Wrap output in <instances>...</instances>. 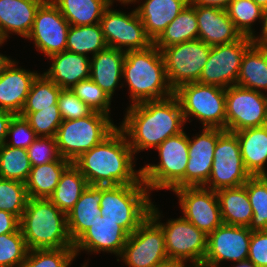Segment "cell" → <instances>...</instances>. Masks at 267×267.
<instances>
[{
    "mask_svg": "<svg viewBox=\"0 0 267 267\" xmlns=\"http://www.w3.org/2000/svg\"><path fill=\"white\" fill-rule=\"evenodd\" d=\"M126 113L119 128L134 155L148 148L156 149L168 137L183 132L186 123L175 95L130 105Z\"/></svg>",
    "mask_w": 267,
    "mask_h": 267,
    "instance_id": "1",
    "label": "cell"
},
{
    "mask_svg": "<svg viewBox=\"0 0 267 267\" xmlns=\"http://www.w3.org/2000/svg\"><path fill=\"white\" fill-rule=\"evenodd\" d=\"M134 158L126 135L117 127L73 164L86 178L88 185L144 184L141 169L134 170Z\"/></svg>",
    "mask_w": 267,
    "mask_h": 267,
    "instance_id": "2",
    "label": "cell"
},
{
    "mask_svg": "<svg viewBox=\"0 0 267 267\" xmlns=\"http://www.w3.org/2000/svg\"><path fill=\"white\" fill-rule=\"evenodd\" d=\"M122 77L129 86L131 105L174 95L162 52L154 44L146 49L125 52Z\"/></svg>",
    "mask_w": 267,
    "mask_h": 267,
    "instance_id": "3",
    "label": "cell"
},
{
    "mask_svg": "<svg viewBox=\"0 0 267 267\" xmlns=\"http://www.w3.org/2000/svg\"><path fill=\"white\" fill-rule=\"evenodd\" d=\"M20 230L28 250L73 247L67 217L48 198H29L20 218Z\"/></svg>",
    "mask_w": 267,
    "mask_h": 267,
    "instance_id": "4",
    "label": "cell"
},
{
    "mask_svg": "<svg viewBox=\"0 0 267 267\" xmlns=\"http://www.w3.org/2000/svg\"><path fill=\"white\" fill-rule=\"evenodd\" d=\"M145 184L102 186L100 215L107 216L129 235L149 216L151 200Z\"/></svg>",
    "mask_w": 267,
    "mask_h": 267,
    "instance_id": "5",
    "label": "cell"
},
{
    "mask_svg": "<svg viewBox=\"0 0 267 267\" xmlns=\"http://www.w3.org/2000/svg\"><path fill=\"white\" fill-rule=\"evenodd\" d=\"M188 148L185 131L168 137L156 148L160 157L159 164H147L141 168V179L149 192L160 189L173 191L185 187Z\"/></svg>",
    "mask_w": 267,
    "mask_h": 267,
    "instance_id": "6",
    "label": "cell"
},
{
    "mask_svg": "<svg viewBox=\"0 0 267 267\" xmlns=\"http://www.w3.org/2000/svg\"><path fill=\"white\" fill-rule=\"evenodd\" d=\"M116 128L110 116L94 111L83 118L62 120L55 136L59 154L73 163Z\"/></svg>",
    "mask_w": 267,
    "mask_h": 267,
    "instance_id": "7",
    "label": "cell"
},
{
    "mask_svg": "<svg viewBox=\"0 0 267 267\" xmlns=\"http://www.w3.org/2000/svg\"><path fill=\"white\" fill-rule=\"evenodd\" d=\"M185 122L189 116L202 122L203 128L226 130V89L199 82L186 83L174 90Z\"/></svg>",
    "mask_w": 267,
    "mask_h": 267,
    "instance_id": "8",
    "label": "cell"
},
{
    "mask_svg": "<svg viewBox=\"0 0 267 267\" xmlns=\"http://www.w3.org/2000/svg\"><path fill=\"white\" fill-rule=\"evenodd\" d=\"M153 203L149 215L161 226L168 258L182 262L190 261L193 267H201L207 253V239L203 231L183 216L160 222V212ZM159 221V222H158Z\"/></svg>",
    "mask_w": 267,
    "mask_h": 267,
    "instance_id": "9",
    "label": "cell"
},
{
    "mask_svg": "<svg viewBox=\"0 0 267 267\" xmlns=\"http://www.w3.org/2000/svg\"><path fill=\"white\" fill-rule=\"evenodd\" d=\"M211 46L200 39L172 45L161 50L170 86L176 90L179 86L198 82Z\"/></svg>",
    "mask_w": 267,
    "mask_h": 267,
    "instance_id": "10",
    "label": "cell"
},
{
    "mask_svg": "<svg viewBox=\"0 0 267 267\" xmlns=\"http://www.w3.org/2000/svg\"><path fill=\"white\" fill-rule=\"evenodd\" d=\"M250 177L243 164L237 135L225 130L218 137L210 177L203 187L213 191L238 187L244 185Z\"/></svg>",
    "mask_w": 267,
    "mask_h": 267,
    "instance_id": "11",
    "label": "cell"
},
{
    "mask_svg": "<svg viewBox=\"0 0 267 267\" xmlns=\"http://www.w3.org/2000/svg\"><path fill=\"white\" fill-rule=\"evenodd\" d=\"M254 43L253 38L243 36L232 43L212 46L198 82L225 89L236 85L243 56Z\"/></svg>",
    "mask_w": 267,
    "mask_h": 267,
    "instance_id": "12",
    "label": "cell"
},
{
    "mask_svg": "<svg viewBox=\"0 0 267 267\" xmlns=\"http://www.w3.org/2000/svg\"><path fill=\"white\" fill-rule=\"evenodd\" d=\"M267 125V95L233 85L226 88V131Z\"/></svg>",
    "mask_w": 267,
    "mask_h": 267,
    "instance_id": "13",
    "label": "cell"
},
{
    "mask_svg": "<svg viewBox=\"0 0 267 267\" xmlns=\"http://www.w3.org/2000/svg\"><path fill=\"white\" fill-rule=\"evenodd\" d=\"M119 257L128 267H153L168 259L164 233L157 221L149 215L129 235Z\"/></svg>",
    "mask_w": 267,
    "mask_h": 267,
    "instance_id": "14",
    "label": "cell"
},
{
    "mask_svg": "<svg viewBox=\"0 0 267 267\" xmlns=\"http://www.w3.org/2000/svg\"><path fill=\"white\" fill-rule=\"evenodd\" d=\"M110 6L112 5L110 4L103 12L99 23L109 48L126 52L146 49L153 44L146 35L143 23L135 9L130 14H125L113 10Z\"/></svg>",
    "mask_w": 267,
    "mask_h": 267,
    "instance_id": "15",
    "label": "cell"
},
{
    "mask_svg": "<svg viewBox=\"0 0 267 267\" xmlns=\"http://www.w3.org/2000/svg\"><path fill=\"white\" fill-rule=\"evenodd\" d=\"M69 27L58 7L51 0H45L36 12L27 39L34 40L37 50L50 57L66 50Z\"/></svg>",
    "mask_w": 267,
    "mask_h": 267,
    "instance_id": "16",
    "label": "cell"
},
{
    "mask_svg": "<svg viewBox=\"0 0 267 267\" xmlns=\"http://www.w3.org/2000/svg\"><path fill=\"white\" fill-rule=\"evenodd\" d=\"M173 192L179 198L183 217L206 235L223 224L216 191L199 187H182Z\"/></svg>",
    "mask_w": 267,
    "mask_h": 267,
    "instance_id": "17",
    "label": "cell"
},
{
    "mask_svg": "<svg viewBox=\"0 0 267 267\" xmlns=\"http://www.w3.org/2000/svg\"><path fill=\"white\" fill-rule=\"evenodd\" d=\"M252 231L248 227L223 223L208 235L207 253L201 267H219L222 261L248 259Z\"/></svg>",
    "mask_w": 267,
    "mask_h": 267,
    "instance_id": "18",
    "label": "cell"
},
{
    "mask_svg": "<svg viewBox=\"0 0 267 267\" xmlns=\"http://www.w3.org/2000/svg\"><path fill=\"white\" fill-rule=\"evenodd\" d=\"M218 128H203L200 135L188 137V164L185 171V187L204 186L209 177L218 137L224 132Z\"/></svg>",
    "mask_w": 267,
    "mask_h": 267,
    "instance_id": "19",
    "label": "cell"
},
{
    "mask_svg": "<svg viewBox=\"0 0 267 267\" xmlns=\"http://www.w3.org/2000/svg\"><path fill=\"white\" fill-rule=\"evenodd\" d=\"M129 234L107 216L98 215L97 219L75 242L73 248L77 256L80 250L99 253H114L120 256Z\"/></svg>",
    "mask_w": 267,
    "mask_h": 267,
    "instance_id": "20",
    "label": "cell"
},
{
    "mask_svg": "<svg viewBox=\"0 0 267 267\" xmlns=\"http://www.w3.org/2000/svg\"><path fill=\"white\" fill-rule=\"evenodd\" d=\"M198 39L209 46L232 43L243 36L224 9L195 5Z\"/></svg>",
    "mask_w": 267,
    "mask_h": 267,
    "instance_id": "21",
    "label": "cell"
},
{
    "mask_svg": "<svg viewBox=\"0 0 267 267\" xmlns=\"http://www.w3.org/2000/svg\"><path fill=\"white\" fill-rule=\"evenodd\" d=\"M38 75L37 72L18 68L13 60L0 76V108L20 115Z\"/></svg>",
    "mask_w": 267,
    "mask_h": 267,
    "instance_id": "22",
    "label": "cell"
},
{
    "mask_svg": "<svg viewBox=\"0 0 267 267\" xmlns=\"http://www.w3.org/2000/svg\"><path fill=\"white\" fill-rule=\"evenodd\" d=\"M45 0H0V40L13 32L27 38L36 12Z\"/></svg>",
    "mask_w": 267,
    "mask_h": 267,
    "instance_id": "23",
    "label": "cell"
},
{
    "mask_svg": "<svg viewBox=\"0 0 267 267\" xmlns=\"http://www.w3.org/2000/svg\"><path fill=\"white\" fill-rule=\"evenodd\" d=\"M51 67L44 75L61 89H71L82 80L90 78V57L65 50L51 55Z\"/></svg>",
    "mask_w": 267,
    "mask_h": 267,
    "instance_id": "24",
    "label": "cell"
},
{
    "mask_svg": "<svg viewBox=\"0 0 267 267\" xmlns=\"http://www.w3.org/2000/svg\"><path fill=\"white\" fill-rule=\"evenodd\" d=\"M189 2L190 0H145L135 10L146 35L154 42Z\"/></svg>",
    "mask_w": 267,
    "mask_h": 267,
    "instance_id": "25",
    "label": "cell"
},
{
    "mask_svg": "<svg viewBox=\"0 0 267 267\" xmlns=\"http://www.w3.org/2000/svg\"><path fill=\"white\" fill-rule=\"evenodd\" d=\"M234 133L238 138L245 169L251 176L267 175V125Z\"/></svg>",
    "mask_w": 267,
    "mask_h": 267,
    "instance_id": "26",
    "label": "cell"
},
{
    "mask_svg": "<svg viewBox=\"0 0 267 267\" xmlns=\"http://www.w3.org/2000/svg\"><path fill=\"white\" fill-rule=\"evenodd\" d=\"M101 198L102 186L88 185L73 208L66 214L68 232L73 243L100 215Z\"/></svg>",
    "mask_w": 267,
    "mask_h": 267,
    "instance_id": "27",
    "label": "cell"
},
{
    "mask_svg": "<svg viewBox=\"0 0 267 267\" xmlns=\"http://www.w3.org/2000/svg\"><path fill=\"white\" fill-rule=\"evenodd\" d=\"M92 58L90 60V78L112 98L120 78H122L125 52L107 47Z\"/></svg>",
    "mask_w": 267,
    "mask_h": 267,
    "instance_id": "28",
    "label": "cell"
},
{
    "mask_svg": "<svg viewBox=\"0 0 267 267\" xmlns=\"http://www.w3.org/2000/svg\"><path fill=\"white\" fill-rule=\"evenodd\" d=\"M223 223L248 227L253 218L245 184L238 187L222 188L216 191Z\"/></svg>",
    "mask_w": 267,
    "mask_h": 267,
    "instance_id": "29",
    "label": "cell"
},
{
    "mask_svg": "<svg viewBox=\"0 0 267 267\" xmlns=\"http://www.w3.org/2000/svg\"><path fill=\"white\" fill-rule=\"evenodd\" d=\"M236 85L267 90V46L254 43L244 54ZM260 89V90H259Z\"/></svg>",
    "mask_w": 267,
    "mask_h": 267,
    "instance_id": "30",
    "label": "cell"
},
{
    "mask_svg": "<svg viewBox=\"0 0 267 267\" xmlns=\"http://www.w3.org/2000/svg\"><path fill=\"white\" fill-rule=\"evenodd\" d=\"M70 164L69 160L60 157L57 161L33 166L25 182L28 197L49 198L58 185L61 174Z\"/></svg>",
    "mask_w": 267,
    "mask_h": 267,
    "instance_id": "31",
    "label": "cell"
},
{
    "mask_svg": "<svg viewBox=\"0 0 267 267\" xmlns=\"http://www.w3.org/2000/svg\"><path fill=\"white\" fill-rule=\"evenodd\" d=\"M195 39H198V23L195 5L189 2L153 44L162 50L163 48Z\"/></svg>",
    "mask_w": 267,
    "mask_h": 267,
    "instance_id": "32",
    "label": "cell"
},
{
    "mask_svg": "<svg viewBox=\"0 0 267 267\" xmlns=\"http://www.w3.org/2000/svg\"><path fill=\"white\" fill-rule=\"evenodd\" d=\"M73 26L99 24L109 0H51Z\"/></svg>",
    "mask_w": 267,
    "mask_h": 267,
    "instance_id": "33",
    "label": "cell"
},
{
    "mask_svg": "<svg viewBox=\"0 0 267 267\" xmlns=\"http://www.w3.org/2000/svg\"><path fill=\"white\" fill-rule=\"evenodd\" d=\"M87 186L86 178L71 163L61 174L58 185L48 199L67 214L79 200Z\"/></svg>",
    "mask_w": 267,
    "mask_h": 267,
    "instance_id": "34",
    "label": "cell"
},
{
    "mask_svg": "<svg viewBox=\"0 0 267 267\" xmlns=\"http://www.w3.org/2000/svg\"><path fill=\"white\" fill-rule=\"evenodd\" d=\"M100 24L73 26L70 25L66 50L87 56H92L107 48Z\"/></svg>",
    "mask_w": 267,
    "mask_h": 267,
    "instance_id": "35",
    "label": "cell"
},
{
    "mask_svg": "<svg viewBox=\"0 0 267 267\" xmlns=\"http://www.w3.org/2000/svg\"><path fill=\"white\" fill-rule=\"evenodd\" d=\"M61 90L52 80L39 73L32 83L20 116L25 118L29 113L38 112L45 108H59L57 102Z\"/></svg>",
    "mask_w": 267,
    "mask_h": 267,
    "instance_id": "36",
    "label": "cell"
},
{
    "mask_svg": "<svg viewBox=\"0 0 267 267\" xmlns=\"http://www.w3.org/2000/svg\"><path fill=\"white\" fill-rule=\"evenodd\" d=\"M31 168L27 149L0 145V178L25 183Z\"/></svg>",
    "mask_w": 267,
    "mask_h": 267,
    "instance_id": "37",
    "label": "cell"
},
{
    "mask_svg": "<svg viewBox=\"0 0 267 267\" xmlns=\"http://www.w3.org/2000/svg\"><path fill=\"white\" fill-rule=\"evenodd\" d=\"M253 218L251 231L267 230V175L251 176L245 183Z\"/></svg>",
    "mask_w": 267,
    "mask_h": 267,
    "instance_id": "38",
    "label": "cell"
},
{
    "mask_svg": "<svg viewBox=\"0 0 267 267\" xmlns=\"http://www.w3.org/2000/svg\"><path fill=\"white\" fill-rule=\"evenodd\" d=\"M226 11L241 35L254 39L252 25L257 19L263 22L264 10L252 0H233Z\"/></svg>",
    "mask_w": 267,
    "mask_h": 267,
    "instance_id": "39",
    "label": "cell"
},
{
    "mask_svg": "<svg viewBox=\"0 0 267 267\" xmlns=\"http://www.w3.org/2000/svg\"><path fill=\"white\" fill-rule=\"evenodd\" d=\"M75 257L73 247L28 250L20 267H69Z\"/></svg>",
    "mask_w": 267,
    "mask_h": 267,
    "instance_id": "40",
    "label": "cell"
},
{
    "mask_svg": "<svg viewBox=\"0 0 267 267\" xmlns=\"http://www.w3.org/2000/svg\"><path fill=\"white\" fill-rule=\"evenodd\" d=\"M28 199L25 183L0 178V210L8 211L20 219Z\"/></svg>",
    "mask_w": 267,
    "mask_h": 267,
    "instance_id": "41",
    "label": "cell"
},
{
    "mask_svg": "<svg viewBox=\"0 0 267 267\" xmlns=\"http://www.w3.org/2000/svg\"><path fill=\"white\" fill-rule=\"evenodd\" d=\"M27 253L20 228L14 233L0 234V267H20Z\"/></svg>",
    "mask_w": 267,
    "mask_h": 267,
    "instance_id": "42",
    "label": "cell"
},
{
    "mask_svg": "<svg viewBox=\"0 0 267 267\" xmlns=\"http://www.w3.org/2000/svg\"><path fill=\"white\" fill-rule=\"evenodd\" d=\"M71 90L94 112L109 116L112 99L91 78L78 82Z\"/></svg>",
    "mask_w": 267,
    "mask_h": 267,
    "instance_id": "43",
    "label": "cell"
},
{
    "mask_svg": "<svg viewBox=\"0 0 267 267\" xmlns=\"http://www.w3.org/2000/svg\"><path fill=\"white\" fill-rule=\"evenodd\" d=\"M25 119L35 134L40 137H55L62 123L59 108H45L38 112H32Z\"/></svg>",
    "mask_w": 267,
    "mask_h": 267,
    "instance_id": "44",
    "label": "cell"
},
{
    "mask_svg": "<svg viewBox=\"0 0 267 267\" xmlns=\"http://www.w3.org/2000/svg\"><path fill=\"white\" fill-rule=\"evenodd\" d=\"M27 152L32 167L57 161L61 157L55 137L38 136L28 147Z\"/></svg>",
    "mask_w": 267,
    "mask_h": 267,
    "instance_id": "45",
    "label": "cell"
},
{
    "mask_svg": "<svg viewBox=\"0 0 267 267\" xmlns=\"http://www.w3.org/2000/svg\"><path fill=\"white\" fill-rule=\"evenodd\" d=\"M57 103L62 120L83 118L89 116L93 112V110L82 102L71 89H62Z\"/></svg>",
    "mask_w": 267,
    "mask_h": 267,
    "instance_id": "46",
    "label": "cell"
},
{
    "mask_svg": "<svg viewBox=\"0 0 267 267\" xmlns=\"http://www.w3.org/2000/svg\"><path fill=\"white\" fill-rule=\"evenodd\" d=\"M11 135H13L12 141L9 143L6 141L5 144L23 149H28L38 137L30 127L29 122L20 115H14L9 123L7 137Z\"/></svg>",
    "mask_w": 267,
    "mask_h": 267,
    "instance_id": "47",
    "label": "cell"
},
{
    "mask_svg": "<svg viewBox=\"0 0 267 267\" xmlns=\"http://www.w3.org/2000/svg\"><path fill=\"white\" fill-rule=\"evenodd\" d=\"M247 260L256 267H267V230L252 231Z\"/></svg>",
    "mask_w": 267,
    "mask_h": 267,
    "instance_id": "48",
    "label": "cell"
},
{
    "mask_svg": "<svg viewBox=\"0 0 267 267\" xmlns=\"http://www.w3.org/2000/svg\"><path fill=\"white\" fill-rule=\"evenodd\" d=\"M20 219L14 214L0 210V234L14 233L20 228Z\"/></svg>",
    "mask_w": 267,
    "mask_h": 267,
    "instance_id": "49",
    "label": "cell"
},
{
    "mask_svg": "<svg viewBox=\"0 0 267 267\" xmlns=\"http://www.w3.org/2000/svg\"><path fill=\"white\" fill-rule=\"evenodd\" d=\"M14 114L0 108V145L6 142L8 126Z\"/></svg>",
    "mask_w": 267,
    "mask_h": 267,
    "instance_id": "50",
    "label": "cell"
},
{
    "mask_svg": "<svg viewBox=\"0 0 267 267\" xmlns=\"http://www.w3.org/2000/svg\"><path fill=\"white\" fill-rule=\"evenodd\" d=\"M233 0H190L193 5L214 7L226 10Z\"/></svg>",
    "mask_w": 267,
    "mask_h": 267,
    "instance_id": "51",
    "label": "cell"
},
{
    "mask_svg": "<svg viewBox=\"0 0 267 267\" xmlns=\"http://www.w3.org/2000/svg\"><path fill=\"white\" fill-rule=\"evenodd\" d=\"M262 34L254 37V42L260 45H267V9L264 10L263 22H262Z\"/></svg>",
    "mask_w": 267,
    "mask_h": 267,
    "instance_id": "52",
    "label": "cell"
},
{
    "mask_svg": "<svg viewBox=\"0 0 267 267\" xmlns=\"http://www.w3.org/2000/svg\"><path fill=\"white\" fill-rule=\"evenodd\" d=\"M153 267H185V262L168 258L154 265ZM190 267H193V266L191 265Z\"/></svg>",
    "mask_w": 267,
    "mask_h": 267,
    "instance_id": "53",
    "label": "cell"
},
{
    "mask_svg": "<svg viewBox=\"0 0 267 267\" xmlns=\"http://www.w3.org/2000/svg\"><path fill=\"white\" fill-rule=\"evenodd\" d=\"M5 41L0 40V46L4 43ZM13 60L8 58L7 56H4L3 54H0V76L3 74L4 70L10 65V63Z\"/></svg>",
    "mask_w": 267,
    "mask_h": 267,
    "instance_id": "54",
    "label": "cell"
},
{
    "mask_svg": "<svg viewBox=\"0 0 267 267\" xmlns=\"http://www.w3.org/2000/svg\"><path fill=\"white\" fill-rule=\"evenodd\" d=\"M233 267H256V266L249 260H246L242 262H236V266Z\"/></svg>",
    "mask_w": 267,
    "mask_h": 267,
    "instance_id": "55",
    "label": "cell"
},
{
    "mask_svg": "<svg viewBox=\"0 0 267 267\" xmlns=\"http://www.w3.org/2000/svg\"><path fill=\"white\" fill-rule=\"evenodd\" d=\"M254 3H256L259 7H261L263 10L267 9V0H252Z\"/></svg>",
    "mask_w": 267,
    "mask_h": 267,
    "instance_id": "56",
    "label": "cell"
},
{
    "mask_svg": "<svg viewBox=\"0 0 267 267\" xmlns=\"http://www.w3.org/2000/svg\"><path fill=\"white\" fill-rule=\"evenodd\" d=\"M117 1L121 2V4H124V5L127 4L128 5L130 3L132 4V3L136 2L137 0H117ZM109 2L111 5H113L114 0H109Z\"/></svg>",
    "mask_w": 267,
    "mask_h": 267,
    "instance_id": "57",
    "label": "cell"
}]
</instances>
